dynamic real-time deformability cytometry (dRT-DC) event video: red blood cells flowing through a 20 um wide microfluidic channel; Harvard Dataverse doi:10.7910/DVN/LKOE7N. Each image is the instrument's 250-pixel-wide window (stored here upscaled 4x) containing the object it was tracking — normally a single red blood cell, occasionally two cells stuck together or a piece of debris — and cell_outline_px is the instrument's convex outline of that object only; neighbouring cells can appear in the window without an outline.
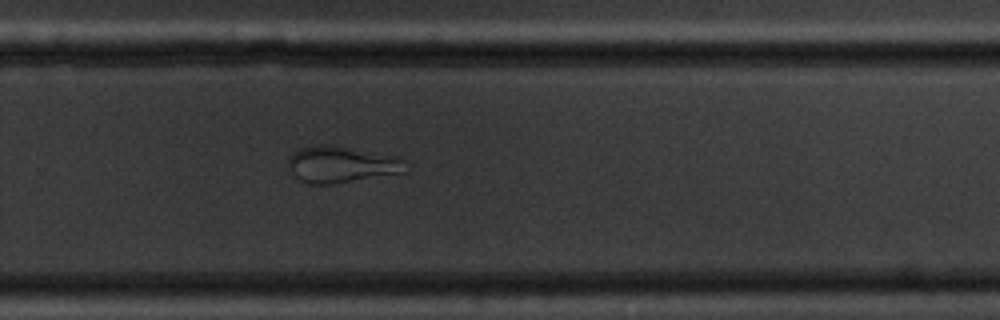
{"species": "common noctule bat (a hibernating species)", "species_latin": "Nyctalus noctula", "temperature_condition": "cold", "stored_images_in_passage": 11, "camera_frame_rate_fps": 3000, "um_per_image_px": 0.085, "animal": {"sex": "male", "body_mass_g": 20.1, "forearm_length_mm": 53.5}, "frame": {"image": 1, "passage_image": 11, "time_ms": 12.333, "image_size_px": [1000, 320], "cell_outline_px": [[408, 172], [332, 184], [304, 184], [288, 172], [288, 160], [292, 152], [300, 148], [316, 144], [332, 144], [400, 156], [404, 160]], "centroid_in_image_um": [29.01, 13.97], "position_along_channel_um": 300.8, "area_um2": 25.78}}